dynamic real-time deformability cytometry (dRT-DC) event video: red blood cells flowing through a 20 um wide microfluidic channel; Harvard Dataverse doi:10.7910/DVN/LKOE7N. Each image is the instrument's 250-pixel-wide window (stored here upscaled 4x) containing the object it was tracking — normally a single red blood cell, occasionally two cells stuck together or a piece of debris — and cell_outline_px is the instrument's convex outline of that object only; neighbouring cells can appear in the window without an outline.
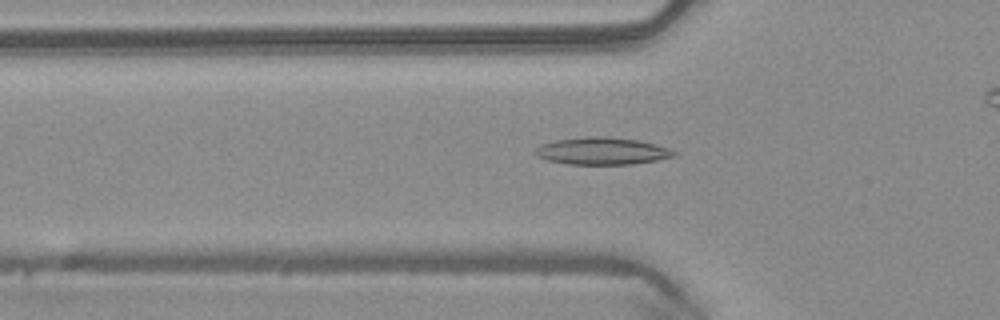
{"species": "common noctule bat (a hibernating species)", "species_latin": "Nyctalus noctula", "temperature_condition": "warm", "stored_images_in_passage": 36, "camera_frame_rate_fps": 3000, "um_per_image_px": 0.085, "animal": {"sex": "male", "body_mass_g": 20.4}, "frame": {"image": 1, "passage_image": 10, "time_ms": 3.0, "image_size_px": [1000, 320], "cell_outline_px": [[680, 152], [676, 156], [656, 160], [632, 164], [568, 164], [548, 160], [536, 156], [532, 152], [540, 144], [556, 140], [588, 136], [604, 136], [640, 140], [656, 144]], "centroid_in_image_um": [51.19, 12.83], "position_along_channel_um": 74.6, "area_um2": 22.2}}
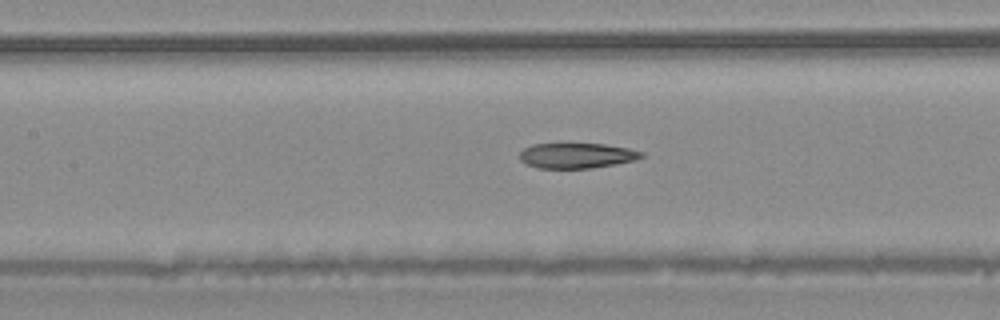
{"frame": {"image": 2, "passage_image": 16, "time_ms": 5.0, "image_size_px": [1000, 320], "cell_outline_px": [[644, 156], [636, 160], [616, 164], [592, 168], [540, 168], [528, 164], [520, 160], [520, 152], [524, 148], [532, 144], [604, 144], [628, 148], [644, 152]], "centroid_in_image_um": [49.05, 13.22], "position_along_channel_um": 158.3, "area_um2": 17.86}}
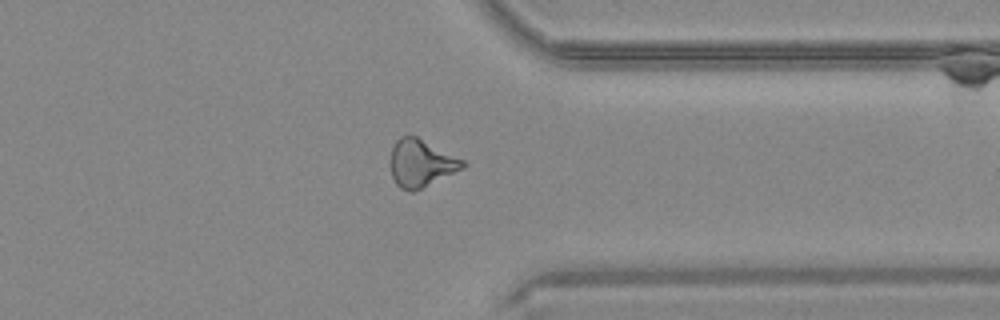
{"frame": {"image": 3, "passage_image": 32, "time_ms": 10.333, "image_size_px": [1000, 320], "cell_outline_px": [[468, 164], [464, 168], [412, 192], [408, 192], [400, 188], [396, 184], [392, 176], [392, 148], [396, 140], [400, 136], [416, 136], [464, 160]], "centroid_in_image_um": [35.8, 13.88], "position_along_channel_um": 375.6, "area_um2": 19.65}}